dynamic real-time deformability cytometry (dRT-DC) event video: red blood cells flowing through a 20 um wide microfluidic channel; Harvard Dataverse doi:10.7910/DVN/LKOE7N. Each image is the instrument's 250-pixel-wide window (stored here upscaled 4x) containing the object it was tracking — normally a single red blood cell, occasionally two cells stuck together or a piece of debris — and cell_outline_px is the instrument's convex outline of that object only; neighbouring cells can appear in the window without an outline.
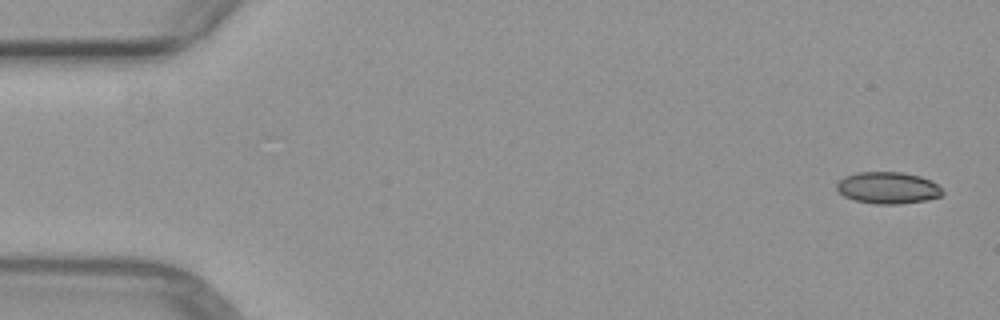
{"species": "common noctule bat (a hibernating species)", "species_latin": "Nyctalus noctula", "temperature_condition": "warm", "stored_images_in_passage": 5, "camera_frame_rate_fps": 3000, "um_per_image_px": 0.085, "animal": {"sex": "female", "body_mass_g": 29.2, "forearm_length_mm": 56.3}, "frame": {"image": 1, "passage_image": 1, "time_ms": 0.0, "image_size_px": [1000, 320], "cell_outline_px": [[944, 192], [940, 196], [924, 200], [900, 204], [876, 204], [856, 200], [844, 196], [836, 188], [836, 184], [844, 176], [856, 172], [904, 172], [920, 176], [932, 180]], "centroid_in_image_um": [75.46, 15.95], "position_along_channel_um": 9.5, "area_um2": 19.54}}